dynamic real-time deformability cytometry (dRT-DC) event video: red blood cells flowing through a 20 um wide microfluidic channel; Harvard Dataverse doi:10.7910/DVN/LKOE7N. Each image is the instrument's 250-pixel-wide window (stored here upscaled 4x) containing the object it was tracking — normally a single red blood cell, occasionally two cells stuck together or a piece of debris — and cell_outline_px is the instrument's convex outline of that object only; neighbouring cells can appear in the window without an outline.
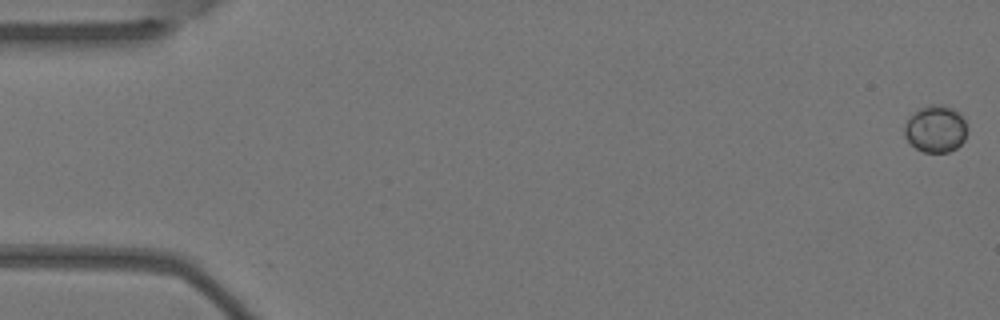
{"species": "Egyptian fruit bat (a non-hibernating species)", "species_latin": "Rousettus aegyptiacus", "temperature_condition": "warm", "stored_images_in_passage": 6, "camera_frame_rate_fps": 3000, "um_per_image_px": 0.085, "animal": {"sex": "female"}, "frame": {"image": 1, "passage_image": 1, "time_ms": 0.0, "image_size_px": [1000, 320], "cell_outline_px": [[968, 132], [964, 140], [956, 148], [948, 152], [924, 152], [916, 148], [908, 140], [904, 132], [904, 124], [908, 116], [916, 108], [928, 104], [944, 104], [960, 112], [964, 116], [968, 128]], "centroid_in_image_um": [79.54, 10.91], "position_along_channel_um": 5.5, "area_um2": 17.74}}